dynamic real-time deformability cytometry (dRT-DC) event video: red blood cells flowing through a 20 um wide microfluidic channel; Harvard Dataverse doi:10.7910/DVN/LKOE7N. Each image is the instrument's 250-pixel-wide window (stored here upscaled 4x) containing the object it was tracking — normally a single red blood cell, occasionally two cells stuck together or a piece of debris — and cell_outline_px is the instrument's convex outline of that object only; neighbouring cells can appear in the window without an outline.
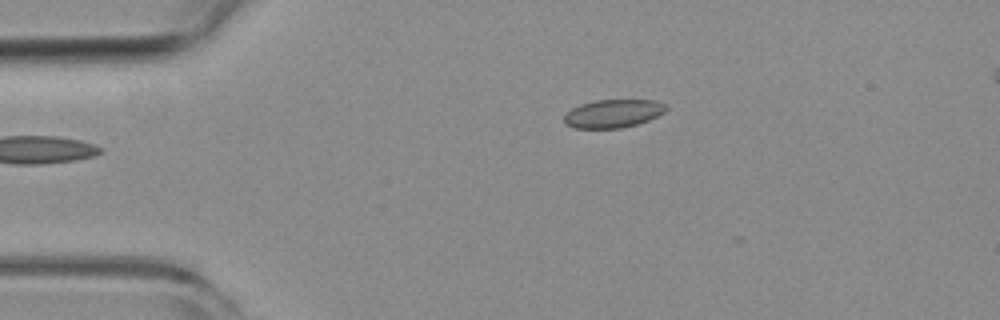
{"species": "common noctule bat (a hibernating species)", "species_latin": "Nyctalus noctula", "temperature_condition": "room temperature", "stored_images_in_passage": 7, "camera_frame_rate_fps": 3000, "um_per_image_px": 0.085, "animal": {"sex": "female", "body_mass_g": 19.3, "forearm_length_mm": 54.1}, "frame": {"image": 1, "passage_image": 1, "time_ms": 0.0, "image_size_px": [1000, 320], "cell_outline_px": [[668, 108], [664, 112], [648, 120], [636, 124], [620, 128], [572, 128], [564, 124], [564, 116], [572, 108], [580, 104], [596, 100], [656, 100], [664, 104]], "centroid_in_image_um": [52.09, 9.65], "position_along_channel_um": 32.9, "area_um2": 16.7}}